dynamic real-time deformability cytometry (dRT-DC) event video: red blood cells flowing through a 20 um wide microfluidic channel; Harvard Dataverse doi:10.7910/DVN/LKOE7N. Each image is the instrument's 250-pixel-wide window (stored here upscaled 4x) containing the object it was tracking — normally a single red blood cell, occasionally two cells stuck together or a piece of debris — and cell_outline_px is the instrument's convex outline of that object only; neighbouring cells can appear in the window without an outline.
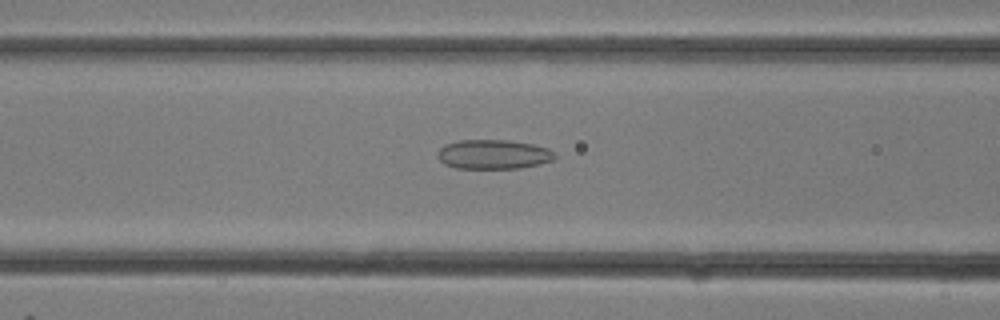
{"species": "common noctule bat (a hibernating species)", "species_latin": "Nyctalus noctula", "temperature_condition": "room temperature", "stored_images_in_passage": 25, "camera_frame_rate_fps": 3000, "um_per_image_px": 0.085, "animal": {"sex": "female"}, "frame": {"image": 1, "passage_image": 10, "time_ms": 3.0, "image_size_px": [1000, 320], "cell_outline_px": [[556, 156], [552, 160], [540, 164], [520, 168], [456, 168], [444, 164], [436, 156], [436, 152], [444, 144], [460, 140], [508, 140], [532, 144], [548, 148], [556, 152]], "centroid_in_image_um": [41.93, 13.11], "position_along_channel_um": 124.7, "area_um2": 20.23}}
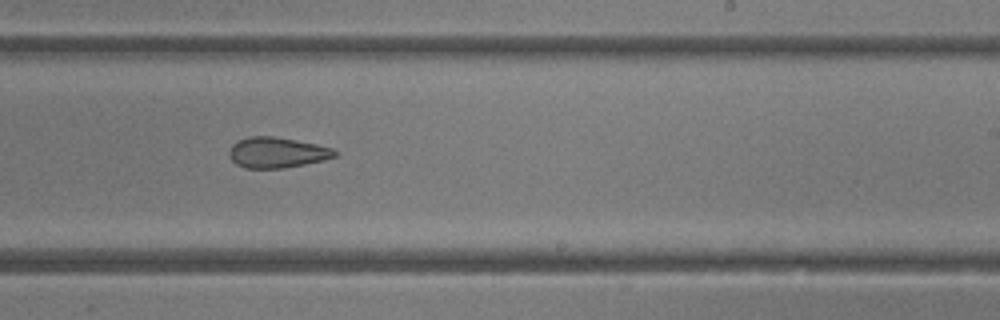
{"frame": {"image": 2, "passage_image": 16, "time_ms": 5.0, "image_size_px": [1000, 320], "cell_outline_px": [[336, 156], [324, 160], [284, 168], [244, 168], [236, 164], [228, 156], [228, 152], [232, 144], [248, 136], [272, 136], [296, 140], [316, 144], [332, 148], [336, 152]], "centroid_in_image_um": [23.51, 12.97], "position_along_channel_um": 265.5, "area_um2": 18.79}}
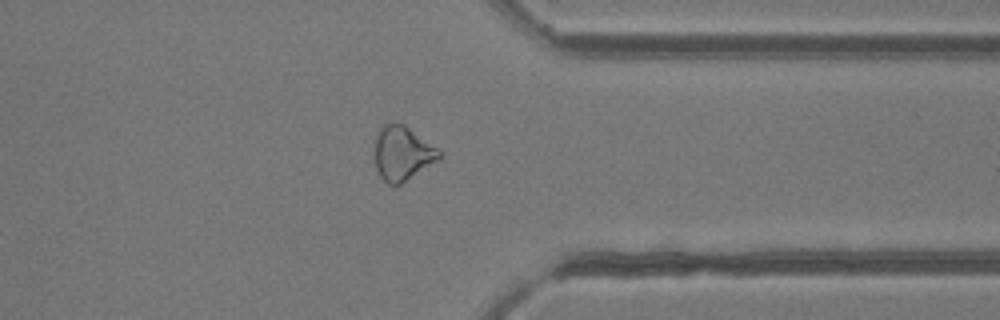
{"frame": {"image": 3, "passage_image": 21, "time_ms": 6.667, "image_size_px": [1000, 320], "cell_outline_px": [[440, 156], [436, 160], [396, 188], [388, 184], [376, 172], [376, 136], [380, 124], [404, 124], [436, 148], [440, 152]], "centroid_in_image_um": [34.15, 13.06], "position_along_channel_um": 377.3, "area_um2": 20.0}}